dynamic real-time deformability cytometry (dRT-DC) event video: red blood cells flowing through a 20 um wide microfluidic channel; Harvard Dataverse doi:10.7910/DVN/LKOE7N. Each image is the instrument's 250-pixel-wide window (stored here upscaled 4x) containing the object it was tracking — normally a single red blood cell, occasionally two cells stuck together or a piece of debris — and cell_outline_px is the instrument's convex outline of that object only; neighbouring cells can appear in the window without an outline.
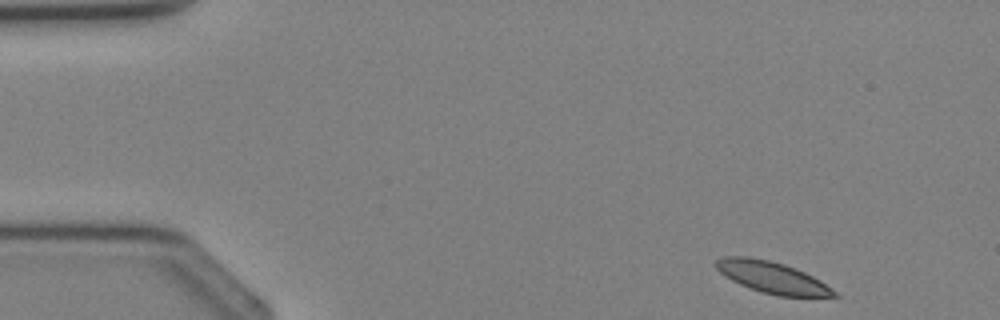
{"species": "Egyptian fruit bat (a non-hibernating species)", "species_latin": "Rousettus aegyptiacus", "temperature_condition": "cold", "stored_images_in_passage": 34, "camera_frame_rate_fps": 3000, "um_per_image_px": 0.085, "animal": {"sex": "female"}, "frame": {"image": 1, "passage_image": 1, "time_ms": 0.0, "image_size_px": [1000, 320], "cell_outline_px": [[840, 296], [776, 296], [760, 292], [740, 284], [724, 276], [716, 268], [716, 260], [720, 256], [748, 256], [768, 260], [784, 264], [796, 268], [820, 280], [832, 288]], "centroid_in_image_um": [65.61, 23.57], "position_along_channel_um": 19.4, "area_um2": 21.68}}
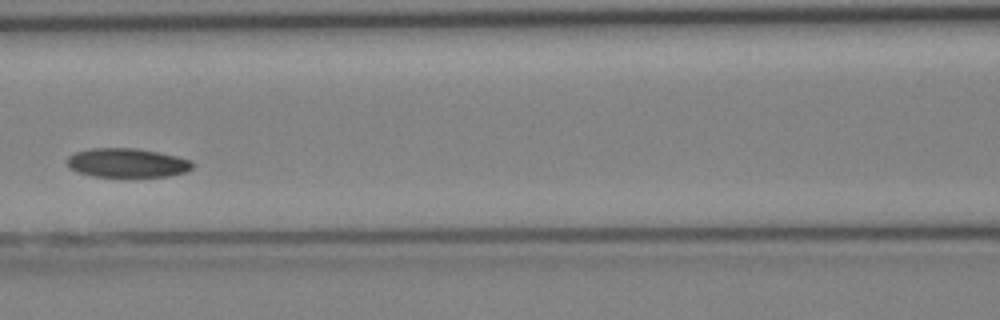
{"frame": {"image": 2, "passage_image": 14, "time_ms": 4.333, "image_size_px": [1000, 320], "cell_outline_px": [[192, 168], [188, 172], [168, 176], [92, 176], [76, 172], [68, 168], [68, 156], [76, 152], [92, 148], [136, 148], [176, 156], [192, 160]], "centroid_in_image_um": [10.8, 13.84], "position_along_channel_um": 155.8, "area_um2": 21.15}}
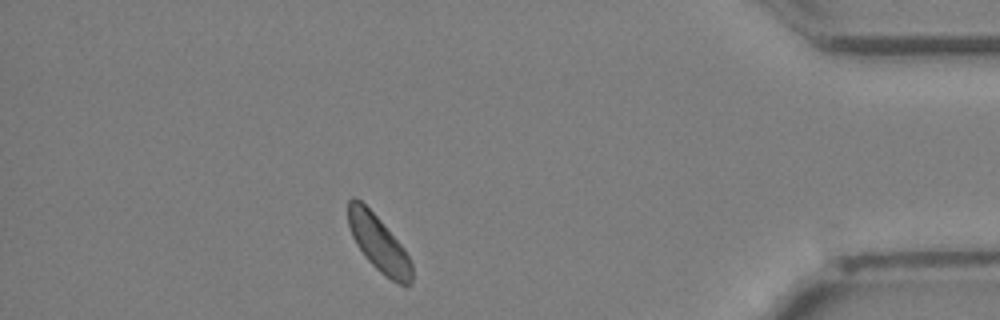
{"frame": {"image": 3, "passage_image": 30, "time_ms": 9.667, "image_size_px": [1000, 320], "cell_outline_px": [[412, 284], [400, 284], [384, 276], [364, 256], [356, 244], [352, 236], [348, 224], [348, 200], [352, 196], [356, 196], [380, 220], [404, 248], [412, 264]], "centroid_in_image_um": [32.17, 20.69], "position_along_channel_um": 403.0, "area_um2": 20.63}}